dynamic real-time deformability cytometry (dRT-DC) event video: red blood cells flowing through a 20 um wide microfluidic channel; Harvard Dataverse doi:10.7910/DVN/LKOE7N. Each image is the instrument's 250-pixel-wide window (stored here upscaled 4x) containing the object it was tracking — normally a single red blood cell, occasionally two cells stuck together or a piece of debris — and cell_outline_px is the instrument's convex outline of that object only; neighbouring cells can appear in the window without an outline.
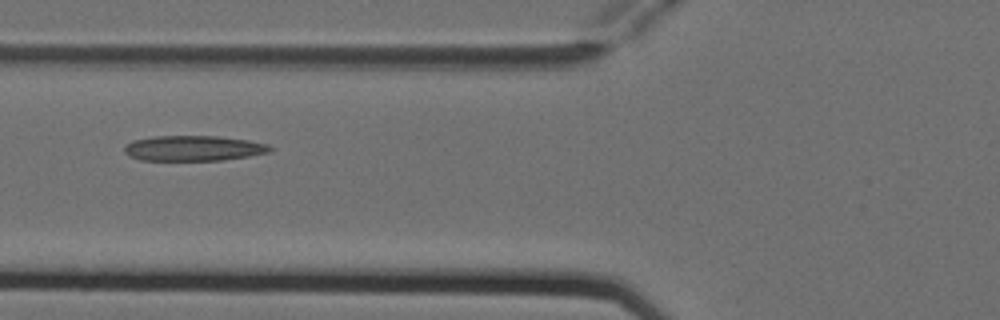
{"species": "Egyptian fruit bat (a non-hibernating species)", "species_latin": "Rousettus aegyptiacus", "temperature_condition": "cold", "stored_images_in_passage": 5, "camera_frame_rate_fps": 3000, "um_per_image_px": 0.085, "animal": {"sex": "female"}, "frame": {"image": 1, "passage_image": 3, "time_ms": 0.667, "image_size_px": [1000, 320], "cell_outline_px": [[272, 152], [224, 160], [140, 160], [128, 156], [124, 152], [124, 148], [132, 140], [156, 136], [216, 136], [248, 140], [268, 144], [272, 148]], "centroid_in_image_um": [16.45, 12.6], "position_along_channel_um": 109.3, "area_um2": 21.5}}
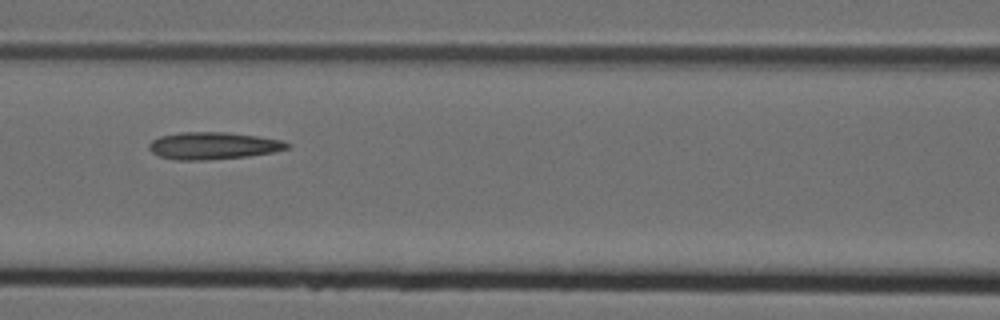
{"frame": {"image": 2, "passage_image": 4, "time_ms": 1.0, "image_size_px": [1000, 320], "cell_outline_px": [[292, 144], [288, 148], [272, 152], [248, 156], [208, 160], [176, 160], [160, 156], [152, 152], [148, 148], [148, 144], [152, 140], [160, 136], [180, 132], [228, 132], [284, 140]], "centroid_in_image_um": [18.12, 12.38], "position_along_channel_um": 148.5, "area_um2": 21.96}}
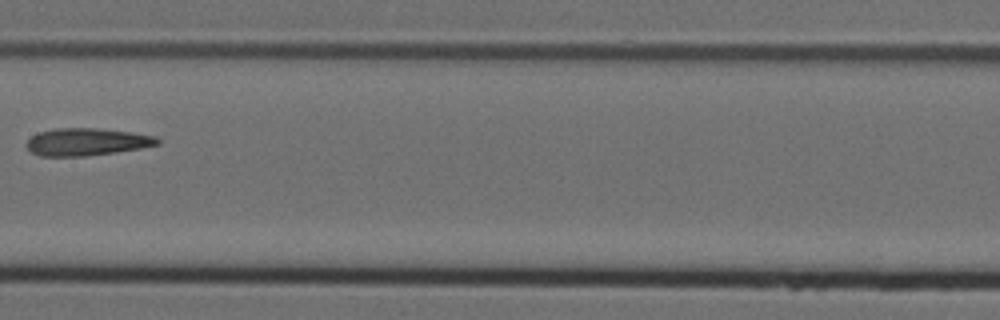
{"frame": {"image": 3, "passage_image": 5, "time_ms": 1.333, "image_size_px": [1000, 320], "cell_outline_px": [[160, 144], [140, 148], [116, 152], [84, 156], [40, 156], [32, 152], [24, 144], [32, 136], [40, 132], [56, 128], [96, 128], [132, 132], [156, 136], [160, 140]], "centroid_in_image_um": [7.38, 12.06], "position_along_channel_um": 200.0, "area_um2": 20.87}}